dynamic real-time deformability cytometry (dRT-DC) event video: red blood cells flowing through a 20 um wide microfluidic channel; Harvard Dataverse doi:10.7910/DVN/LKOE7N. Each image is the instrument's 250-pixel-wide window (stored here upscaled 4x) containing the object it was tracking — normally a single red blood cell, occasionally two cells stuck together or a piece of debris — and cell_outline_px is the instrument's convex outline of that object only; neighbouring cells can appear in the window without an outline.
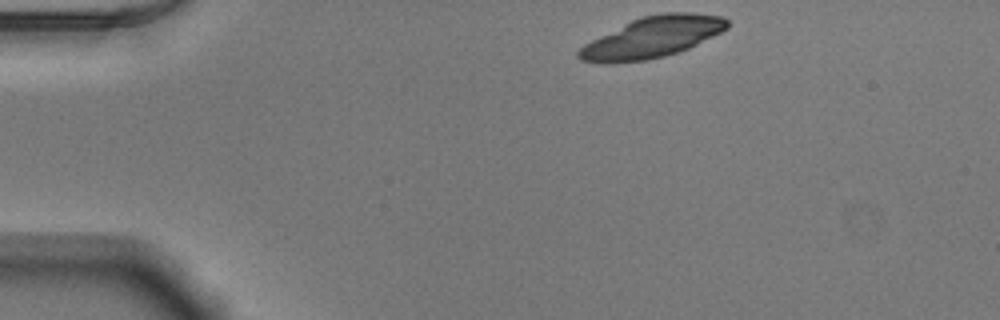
{"species": "Egyptian fruit bat (a non-hibernating species)", "species_latin": "Rousettus aegyptiacus", "temperature_condition": "warm", "stored_images_in_passage": 44, "camera_frame_rate_fps": 3000, "um_per_image_px": 0.085, "animal": {"sex": "male"}, "frame": {"image": 1, "passage_image": 1, "time_ms": 0.0, "image_size_px": [1000, 320], "cell_outline_px": [[728, 28], [688, 48], [664, 56], [648, 60], [608, 64], [604, 64], [580, 60], [576, 56], [576, 52], [584, 44], [632, 20], [644, 16], [660, 12], [692, 12], [720, 16], [728, 20]], "centroid_in_image_um": [55.41, 3.18], "position_along_channel_um": 29.6, "area_um2": 35.2}}